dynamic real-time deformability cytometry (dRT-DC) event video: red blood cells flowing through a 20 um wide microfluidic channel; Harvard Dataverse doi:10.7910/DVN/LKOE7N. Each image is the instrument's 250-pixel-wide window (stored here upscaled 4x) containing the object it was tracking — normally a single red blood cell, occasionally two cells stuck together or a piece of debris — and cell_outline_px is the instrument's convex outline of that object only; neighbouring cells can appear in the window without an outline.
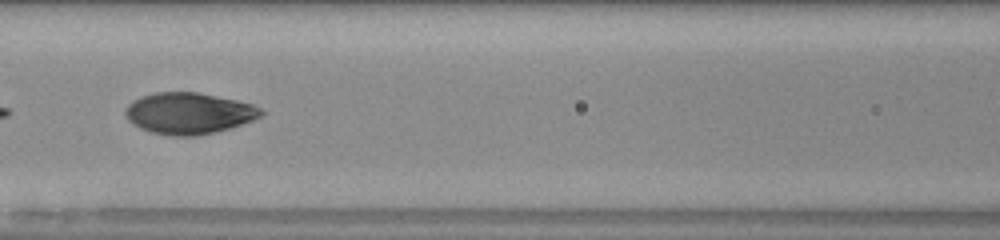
{"species": "human", "species_latin": "Homo sapiens", "temperature_condition": "room temperature", "stored_images_in_passage": 54, "camera_frame_rate_fps": 3000, "um_per_image_px": 0.085, "donor": {"sex": "male"}, "frame": {"image": 1, "passage_image": 25, "time_ms": 8.0, "image_size_px": [1000, 240], "cell_outline_px": [[264, 112], [260, 116], [252, 120], [228, 128], [200, 136], [172, 136], [152, 132], [140, 128], [128, 120], [124, 112], [124, 108], [128, 104], [140, 96], [156, 92], [196, 92], [236, 100], [252, 104], [260, 108]], "centroid_in_image_um": [16.01, 9.63], "position_along_channel_um": 150.6, "area_um2": 32.54}}
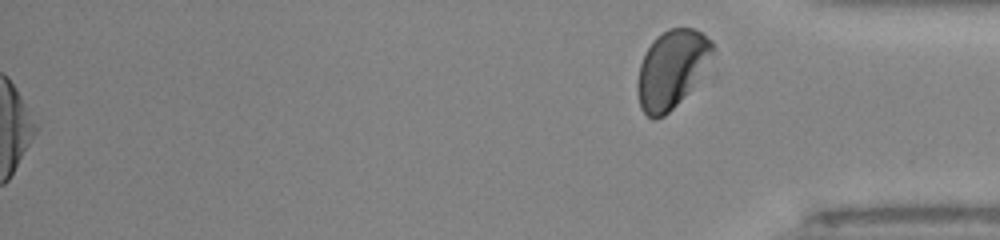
{"frame": {"image": 2, "passage_image": 54, "time_ms": 17.667, "image_size_px": [1000, 240], "cell_outline_px": [[716, 48], [688, 88], [676, 104], [664, 116], [656, 120], [652, 120], [640, 108], [636, 92], [636, 84], [640, 64], [644, 52], [652, 40], [656, 36], [668, 28], [692, 28], [700, 32], [712, 40]], "centroid_in_image_um": [57.0, 5.84], "position_along_channel_um": 378.2, "area_um2": 33.35}, "authors_computed_cell_mechanics": {"area_um2": 33.524, "velocity_mm_per_s": 4.0497, "shape_relaxation_time_tau1_ms": 5.0066, "shape_relaxation_time_tau2_ms": 0.8398, "deformation_change_tau1": 0.2103, "deformation_change_tau2": 0.0389}}